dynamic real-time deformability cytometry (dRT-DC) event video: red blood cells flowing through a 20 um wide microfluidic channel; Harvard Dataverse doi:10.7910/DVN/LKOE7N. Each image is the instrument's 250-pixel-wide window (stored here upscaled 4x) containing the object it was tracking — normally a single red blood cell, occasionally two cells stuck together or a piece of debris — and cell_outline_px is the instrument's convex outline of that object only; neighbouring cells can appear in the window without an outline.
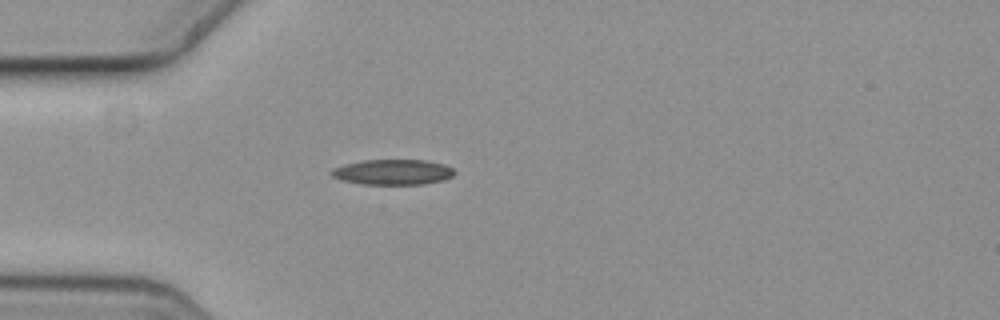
{"species": "common noctule bat (a hibernating species)", "species_latin": "Nyctalus noctula", "temperature_condition": "cold", "stored_images_in_passage": 2, "camera_frame_rate_fps": 3000, "um_per_image_px": 0.085, "animal": {"sex": "female", "body_mass_g": 19.3, "forearm_length_mm": 54.1}, "frame": {"image": 1, "passage_image": 1, "time_ms": 0.0, "image_size_px": [1000, 320], "cell_outline_px": [[456, 172], [452, 176], [444, 180], [420, 184], [364, 184], [344, 180], [332, 176], [328, 172], [332, 168], [344, 164], [364, 160], [428, 160], [444, 164], [452, 168]], "centroid_in_image_um": [33.39, 14.61], "position_along_channel_um": 51.6, "area_um2": 18.15}}